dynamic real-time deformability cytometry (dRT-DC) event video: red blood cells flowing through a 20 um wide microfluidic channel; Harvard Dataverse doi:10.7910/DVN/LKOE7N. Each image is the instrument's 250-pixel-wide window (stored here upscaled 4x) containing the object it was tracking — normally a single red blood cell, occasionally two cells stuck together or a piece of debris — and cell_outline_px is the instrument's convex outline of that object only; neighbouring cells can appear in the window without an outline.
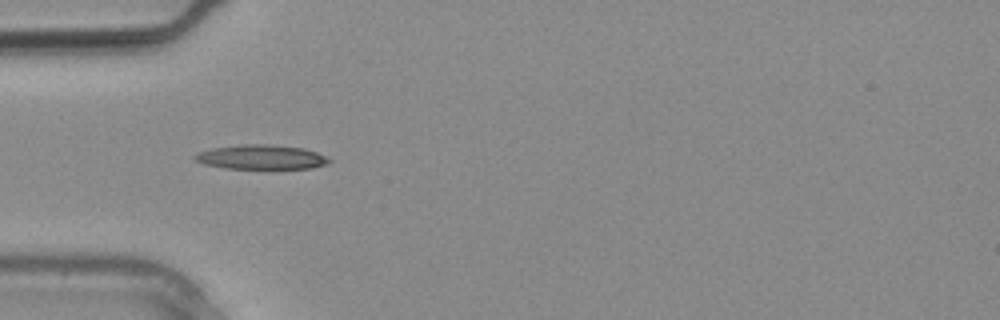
{"species": "common noctule bat (a hibernating species)", "species_latin": "Nyctalus noctula", "temperature_condition": "warm", "stored_images_in_passage": 6, "camera_frame_rate_fps": 3000, "um_per_image_px": 0.085, "animal": {"sex": "male", "body_mass_g": 20.4}, "frame": {"image": 1, "passage_image": 1, "time_ms": 0.0, "image_size_px": [1000, 320], "cell_outline_px": [[332, 160], [328, 164], [312, 168], [224, 168], [204, 164], [196, 160], [192, 156], [196, 152], [212, 148], [244, 144], [268, 144], [304, 148], [316, 152]], "centroid_in_image_um": [22.18, 13.35], "position_along_channel_um": 62.8, "area_um2": 19.07}}
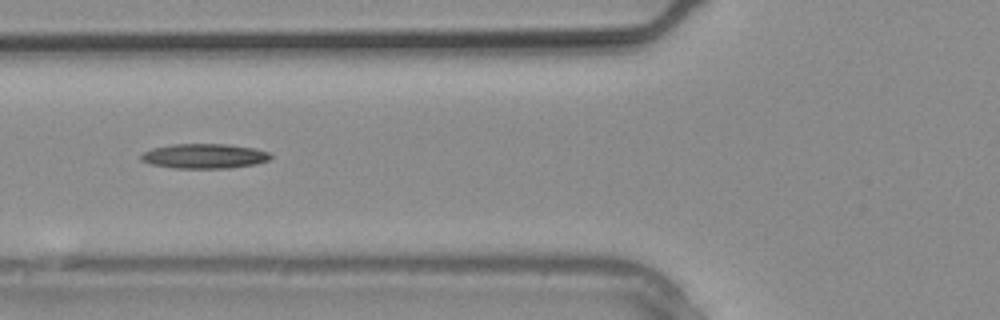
{"frame": {"image": 2, "passage_image": 3, "time_ms": 0.667, "image_size_px": [1000, 320], "cell_outline_px": [[272, 156], [268, 160], [256, 164], [228, 168], [172, 168], [148, 164], [140, 160], [140, 156], [144, 152], [152, 148], [172, 144], [228, 144], [256, 148], [268, 152]], "centroid_in_image_um": [17.34, 13.27], "position_along_channel_um": 108.5, "area_um2": 18.84}}